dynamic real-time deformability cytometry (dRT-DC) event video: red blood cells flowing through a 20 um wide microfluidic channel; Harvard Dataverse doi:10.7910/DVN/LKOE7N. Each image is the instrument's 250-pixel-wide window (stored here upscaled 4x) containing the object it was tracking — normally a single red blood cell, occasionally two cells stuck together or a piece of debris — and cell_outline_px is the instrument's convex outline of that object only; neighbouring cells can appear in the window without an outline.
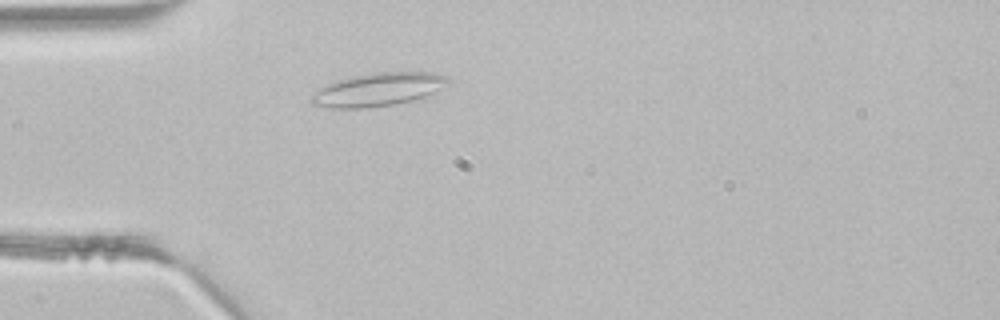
{"species": "common noctule bat (a hibernating species)", "species_latin": "Nyctalus noctula", "temperature_condition": "room temperature", "stored_images_in_passage": 1, "camera_frame_rate_fps": 3000, "um_per_image_px": 0.085, "animal": {"sex": "male", "body_mass_g": 21.5, "forearm_length_mm": 52.0}, "frame": {"image": 1, "passage_image": 1, "time_ms": 0.0, "image_size_px": [1000, 320], "cell_outline_px": [[452, 80], [448, 84], [424, 96], [412, 100], [392, 104], [364, 108], [332, 108], [312, 104], [308, 100], [320, 88], [336, 80], [376, 72], [432, 72], [448, 76]], "centroid_in_image_um": [32.15, 7.6], "position_along_channel_um": 52.9, "area_um2": 26.13}}